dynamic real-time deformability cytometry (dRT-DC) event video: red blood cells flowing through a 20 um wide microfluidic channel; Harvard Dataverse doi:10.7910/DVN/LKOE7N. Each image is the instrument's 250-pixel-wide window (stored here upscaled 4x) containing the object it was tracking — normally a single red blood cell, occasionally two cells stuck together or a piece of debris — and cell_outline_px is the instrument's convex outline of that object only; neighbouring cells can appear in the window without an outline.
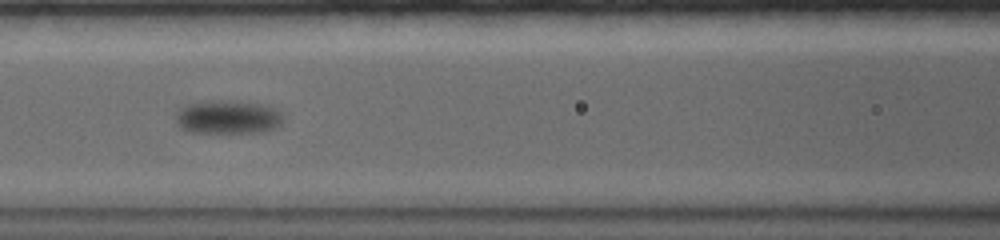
{"species": "common noctule bat (a hibernating species)", "species_latin": "Nyctalus noctula", "temperature_condition": "warm", "stored_images_in_passage": 20, "camera_frame_rate_fps": 5000, "um_per_image_px": 0.085, "animal": {"sex": "female", "body_mass_g": 19.0, "forearm_length_mm": 56.7}, "frame": {"image": 1, "passage_image": 6, "time_ms": 3.8, "image_size_px": [1000, 240], "cell_outline_px": [[284, 120], [280, 124], [272, 128], [260, 132], [188, 132], [180, 128], [176, 124], [176, 112], [180, 108], [188, 104], [208, 100], [232, 100], [264, 104], [276, 108], [284, 116]], "centroid_in_image_um": [19.36, 9.93], "position_along_channel_um": 147.2, "area_um2": 21.27}}
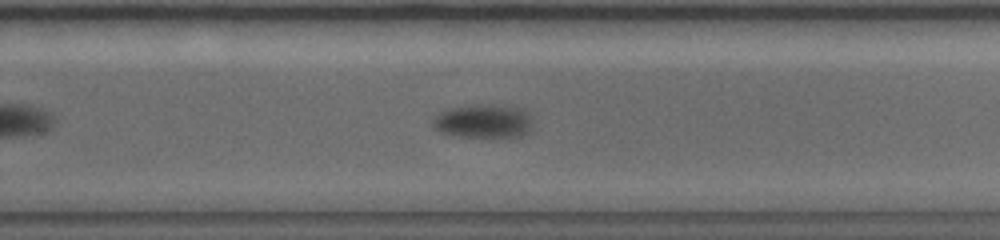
{"frame": {"image": 2, "passage_image": 12, "time_ms": 8.0, "image_size_px": [1000, 240], "cell_outline_px": [[532, 132], [520, 136], [460, 136], [444, 132], [436, 128], [432, 124], [432, 116], [440, 112], [452, 108], [476, 104], [488, 104], [520, 108], [528, 116], [532, 124]], "centroid_in_image_um": [41.09, 10.29], "position_along_channel_um": 288.7, "area_um2": 19.25}}
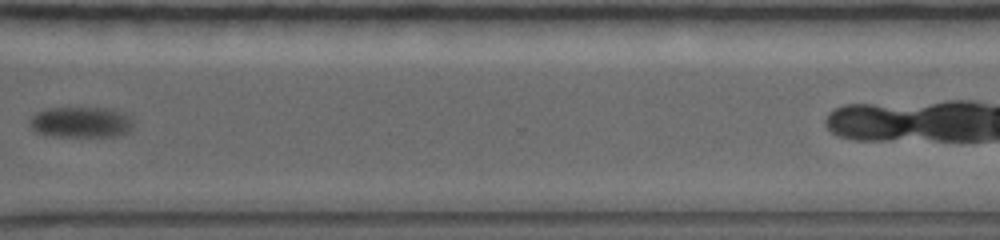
{"frame": {"image": 3, "passage_image": 15, "time_ms": 10.2, "image_size_px": [1000, 240], "cell_outline_px": [[132, 128], [128, 132], [116, 136], [44, 136], [36, 132], [28, 124], [28, 120], [36, 112], [44, 108], [108, 108], [120, 112], [128, 116], [132, 120]], "centroid_in_image_um": [6.81, 10.39], "position_along_channel_um": 363.8, "area_um2": 18.73}, "authors_computed_cell_mechanics": {"area_um2": 19.5653, "velocity_mm_per_s": 3.3742, "shape_relaxation_time_tau1_ms": 2.1434, "shape_relaxation_time_tau2_ms": null, "deformation_change_tau1": 0.1221, "deformation_change_tau2": null}}